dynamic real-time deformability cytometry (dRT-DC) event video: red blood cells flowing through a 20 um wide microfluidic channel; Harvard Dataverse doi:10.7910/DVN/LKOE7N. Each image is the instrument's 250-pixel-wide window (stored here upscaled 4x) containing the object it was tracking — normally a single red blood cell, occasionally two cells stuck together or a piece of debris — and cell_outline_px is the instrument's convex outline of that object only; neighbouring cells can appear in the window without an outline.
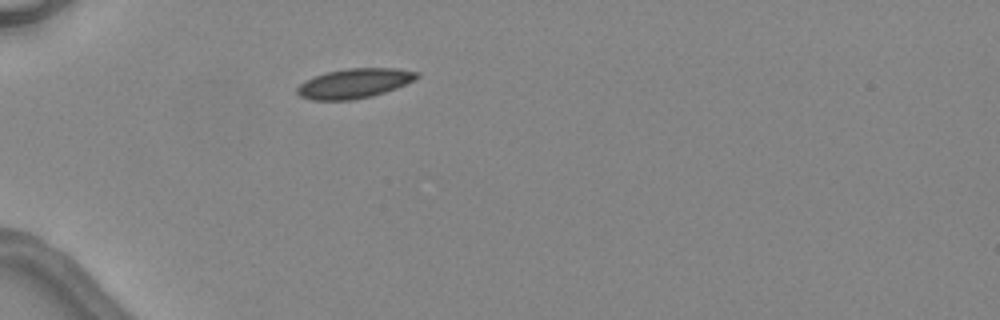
{"species": "common noctule bat (a hibernating species)", "species_latin": "Nyctalus noctula", "temperature_condition": "warm", "stored_images_in_passage": 1, "camera_frame_rate_fps": 3000, "um_per_image_px": 0.085, "animal": {"sex": "female", "body_mass_g": 24.6, "forearm_length_mm": 56.2}, "frame": {"image": 1, "passage_image": 1, "time_ms": 0.0, "image_size_px": [1000, 320], "cell_outline_px": [[420, 76], [396, 88], [372, 96], [352, 100], [312, 100], [300, 96], [296, 92], [296, 88], [304, 80], [324, 72], [348, 68], [396, 68], [420, 72]], "centroid_in_image_um": [30.08, 7.08], "position_along_channel_um": 54.9, "area_um2": 20.75}}